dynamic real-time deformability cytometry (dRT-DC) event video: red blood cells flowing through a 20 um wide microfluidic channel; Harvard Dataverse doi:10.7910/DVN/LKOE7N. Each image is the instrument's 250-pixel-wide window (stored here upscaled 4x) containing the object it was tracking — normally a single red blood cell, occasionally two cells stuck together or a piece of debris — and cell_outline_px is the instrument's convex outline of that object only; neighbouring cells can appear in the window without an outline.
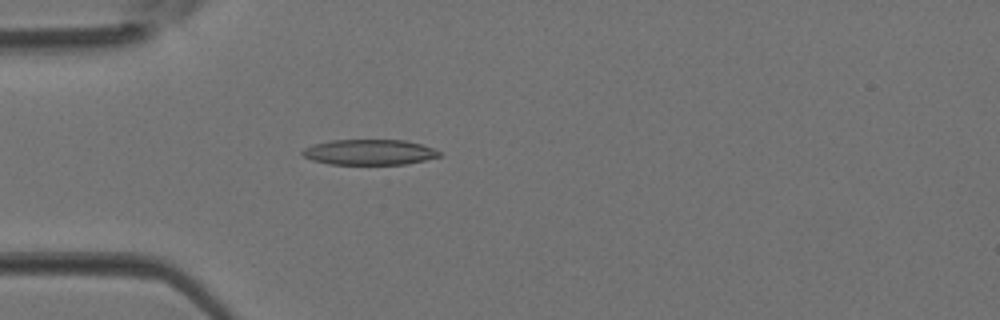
{"species": "Egyptian fruit bat (a non-hibernating species)", "species_latin": "Rousettus aegyptiacus", "temperature_condition": "room temperature", "stored_images_in_passage": 4, "camera_frame_rate_fps": 3000, "um_per_image_px": 0.085, "animal": {"sex": "female"}, "frame": {"image": 1, "passage_image": 4, "time_ms": 1.0, "image_size_px": [1000, 320], "cell_outline_px": [[444, 152], [440, 156], [408, 164], [328, 164], [312, 160], [304, 156], [300, 152], [304, 148], [312, 144], [332, 140], [404, 140], [420, 144]], "centroid_in_image_um": [31.39, 12.93], "position_along_channel_um": 53.6, "area_um2": 20.35}}